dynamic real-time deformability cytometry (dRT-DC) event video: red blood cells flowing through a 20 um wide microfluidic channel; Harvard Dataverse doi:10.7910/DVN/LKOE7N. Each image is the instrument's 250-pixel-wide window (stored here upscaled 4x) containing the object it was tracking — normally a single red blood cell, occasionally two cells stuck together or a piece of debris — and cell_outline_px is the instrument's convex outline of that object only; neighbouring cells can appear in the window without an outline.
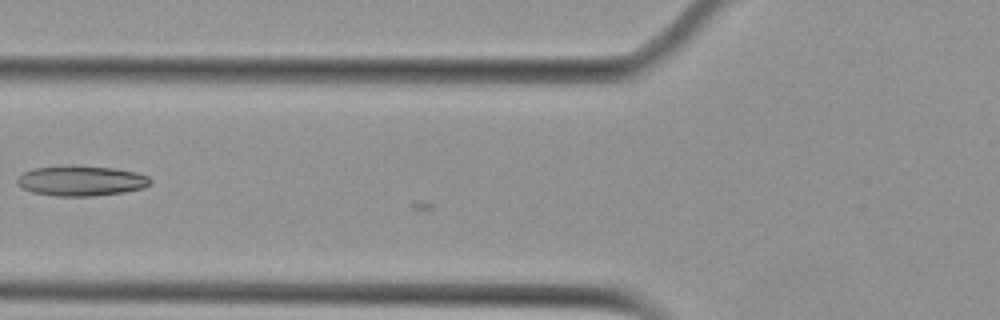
{"species": "Egyptian fruit bat (a non-hibernating species)", "species_latin": "Rousettus aegyptiacus", "temperature_condition": "cold", "stored_images_in_passage": 7, "camera_frame_rate_fps": 3000, "um_per_image_px": 0.085, "animal": {"sex": "female"}, "frame": {"image": 1, "passage_image": 7, "time_ms": 7.0, "image_size_px": [1000, 320], "cell_outline_px": [[152, 184], [140, 188], [124, 192], [92, 196], [56, 196], [32, 192], [24, 188], [16, 180], [20, 172], [32, 168], [72, 164], [76, 164], [112, 168], [136, 172], [148, 176], [152, 180]], "centroid_in_image_um": [6.87, 15.34], "position_along_channel_um": 118.9, "area_um2": 23.76}}